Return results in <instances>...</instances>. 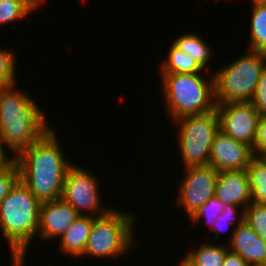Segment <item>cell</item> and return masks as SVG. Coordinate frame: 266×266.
I'll use <instances>...</instances> for the list:
<instances>
[{"instance_id":"30bf717a","label":"cell","mask_w":266,"mask_h":266,"mask_svg":"<svg viewBox=\"0 0 266 266\" xmlns=\"http://www.w3.org/2000/svg\"><path fill=\"white\" fill-rule=\"evenodd\" d=\"M220 130L235 141L251 148L255 143L259 114L251 102H229L217 104Z\"/></svg>"},{"instance_id":"f546056e","label":"cell","mask_w":266,"mask_h":266,"mask_svg":"<svg viewBox=\"0 0 266 266\" xmlns=\"http://www.w3.org/2000/svg\"><path fill=\"white\" fill-rule=\"evenodd\" d=\"M4 146H2L0 141V168L6 166L12 159L13 156H8L4 150ZM8 156V157H7Z\"/></svg>"},{"instance_id":"603a6c76","label":"cell","mask_w":266,"mask_h":266,"mask_svg":"<svg viewBox=\"0 0 266 266\" xmlns=\"http://www.w3.org/2000/svg\"><path fill=\"white\" fill-rule=\"evenodd\" d=\"M238 208H239V210L241 209V207H239L238 205L224 204L223 213H221L218 216V218L215 220L214 224L211 227V229H213L214 233H215V236H214L215 242L217 241V238L219 236V232L224 231V229L226 230L229 227V225L234 224L233 222H235V223L237 222L235 227H238L239 225H241L244 222L245 210H242V212H240V215L238 218V216H237L238 213H236V210H237V212L239 211Z\"/></svg>"},{"instance_id":"ac0fdd59","label":"cell","mask_w":266,"mask_h":266,"mask_svg":"<svg viewBox=\"0 0 266 266\" xmlns=\"http://www.w3.org/2000/svg\"><path fill=\"white\" fill-rule=\"evenodd\" d=\"M167 59L160 64V73H198L204 69L188 54L173 43L169 47Z\"/></svg>"},{"instance_id":"f1b7e54d","label":"cell","mask_w":266,"mask_h":266,"mask_svg":"<svg viewBox=\"0 0 266 266\" xmlns=\"http://www.w3.org/2000/svg\"><path fill=\"white\" fill-rule=\"evenodd\" d=\"M222 266H250L239 254L228 251Z\"/></svg>"},{"instance_id":"d6986e66","label":"cell","mask_w":266,"mask_h":266,"mask_svg":"<svg viewBox=\"0 0 266 266\" xmlns=\"http://www.w3.org/2000/svg\"><path fill=\"white\" fill-rule=\"evenodd\" d=\"M200 246V247H199ZM198 249L190 250L185 257L195 266H222L226 253L229 251L227 244L217 245L203 243Z\"/></svg>"},{"instance_id":"6da1fadb","label":"cell","mask_w":266,"mask_h":266,"mask_svg":"<svg viewBox=\"0 0 266 266\" xmlns=\"http://www.w3.org/2000/svg\"><path fill=\"white\" fill-rule=\"evenodd\" d=\"M60 143L50 129L15 157L19 179L41 203L61 198L65 175L72 165Z\"/></svg>"},{"instance_id":"7c38bea8","label":"cell","mask_w":266,"mask_h":266,"mask_svg":"<svg viewBox=\"0 0 266 266\" xmlns=\"http://www.w3.org/2000/svg\"><path fill=\"white\" fill-rule=\"evenodd\" d=\"M80 216L75 208L62 198L41 203L38 234L41 239H58Z\"/></svg>"},{"instance_id":"4316f807","label":"cell","mask_w":266,"mask_h":266,"mask_svg":"<svg viewBox=\"0 0 266 266\" xmlns=\"http://www.w3.org/2000/svg\"><path fill=\"white\" fill-rule=\"evenodd\" d=\"M250 102L256 108L259 116L266 114V67L259 77L255 94Z\"/></svg>"},{"instance_id":"3957f363","label":"cell","mask_w":266,"mask_h":266,"mask_svg":"<svg viewBox=\"0 0 266 266\" xmlns=\"http://www.w3.org/2000/svg\"><path fill=\"white\" fill-rule=\"evenodd\" d=\"M41 202L19 179L0 203V230L10 254H26L39 230Z\"/></svg>"},{"instance_id":"836d02e7","label":"cell","mask_w":266,"mask_h":266,"mask_svg":"<svg viewBox=\"0 0 266 266\" xmlns=\"http://www.w3.org/2000/svg\"><path fill=\"white\" fill-rule=\"evenodd\" d=\"M252 1L266 2V0H252Z\"/></svg>"},{"instance_id":"d4e9b609","label":"cell","mask_w":266,"mask_h":266,"mask_svg":"<svg viewBox=\"0 0 266 266\" xmlns=\"http://www.w3.org/2000/svg\"><path fill=\"white\" fill-rule=\"evenodd\" d=\"M223 210L224 204L214 195L189 219L193 224H197L205 218V223L211 228L218 216L223 213Z\"/></svg>"},{"instance_id":"8fae6325","label":"cell","mask_w":266,"mask_h":266,"mask_svg":"<svg viewBox=\"0 0 266 266\" xmlns=\"http://www.w3.org/2000/svg\"><path fill=\"white\" fill-rule=\"evenodd\" d=\"M253 157L250 146L235 141L219 130L212 142L209 166L218 172L246 170Z\"/></svg>"},{"instance_id":"7a4b0ae2","label":"cell","mask_w":266,"mask_h":266,"mask_svg":"<svg viewBox=\"0 0 266 266\" xmlns=\"http://www.w3.org/2000/svg\"><path fill=\"white\" fill-rule=\"evenodd\" d=\"M46 116L36 101L15 85L0 87V141L12 150L13 158L51 129Z\"/></svg>"},{"instance_id":"4dcf8cb0","label":"cell","mask_w":266,"mask_h":266,"mask_svg":"<svg viewBox=\"0 0 266 266\" xmlns=\"http://www.w3.org/2000/svg\"><path fill=\"white\" fill-rule=\"evenodd\" d=\"M25 254H11V265L10 266H24Z\"/></svg>"},{"instance_id":"e0dca14e","label":"cell","mask_w":266,"mask_h":266,"mask_svg":"<svg viewBox=\"0 0 266 266\" xmlns=\"http://www.w3.org/2000/svg\"><path fill=\"white\" fill-rule=\"evenodd\" d=\"M252 4L249 49L266 54V2Z\"/></svg>"},{"instance_id":"52a82bcc","label":"cell","mask_w":266,"mask_h":266,"mask_svg":"<svg viewBox=\"0 0 266 266\" xmlns=\"http://www.w3.org/2000/svg\"><path fill=\"white\" fill-rule=\"evenodd\" d=\"M174 123L179 125L177 141L184 168L209 165L212 142L220 130L217 110L184 116Z\"/></svg>"},{"instance_id":"4fadbf2b","label":"cell","mask_w":266,"mask_h":266,"mask_svg":"<svg viewBox=\"0 0 266 266\" xmlns=\"http://www.w3.org/2000/svg\"><path fill=\"white\" fill-rule=\"evenodd\" d=\"M215 196L223 204H233L245 210L251 204L247 170L222 171L218 174Z\"/></svg>"},{"instance_id":"cb8c5ba5","label":"cell","mask_w":266,"mask_h":266,"mask_svg":"<svg viewBox=\"0 0 266 266\" xmlns=\"http://www.w3.org/2000/svg\"><path fill=\"white\" fill-rule=\"evenodd\" d=\"M16 56L13 51L0 49V87L15 85Z\"/></svg>"},{"instance_id":"2e32d148","label":"cell","mask_w":266,"mask_h":266,"mask_svg":"<svg viewBox=\"0 0 266 266\" xmlns=\"http://www.w3.org/2000/svg\"><path fill=\"white\" fill-rule=\"evenodd\" d=\"M172 43L197 61L203 69H207L208 62L212 57V51L211 47L207 45L199 34L192 32L190 34H182L174 39Z\"/></svg>"},{"instance_id":"9a60e30c","label":"cell","mask_w":266,"mask_h":266,"mask_svg":"<svg viewBox=\"0 0 266 266\" xmlns=\"http://www.w3.org/2000/svg\"><path fill=\"white\" fill-rule=\"evenodd\" d=\"M95 218L89 215H80L76 219L69 229L59 238V249L62 253L81 258Z\"/></svg>"},{"instance_id":"ffe728a7","label":"cell","mask_w":266,"mask_h":266,"mask_svg":"<svg viewBox=\"0 0 266 266\" xmlns=\"http://www.w3.org/2000/svg\"><path fill=\"white\" fill-rule=\"evenodd\" d=\"M251 203L266 205V160L253 157L247 167Z\"/></svg>"},{"instance_id":"277c9868","label":"cell","mask_w":266,"mask_h":266,"mask_svg":"<svg viewBox=\"0 0 266 266\" xmlns=\"http://www.w3.org/2000/svg\"><path fill=\"white\" fill-rule=\"evenodd\" d=\"M200 73H160L163 101L172 121L216 110L214 77L208 80Z\"/></svg>"},{"instance_id":"5b68a950","label":"cell","mask_w":266,"mask_h":266,"mask_svg":"<svg viewBox=\"0 0 266 266\" xmlns=\"http://www.w3.org/2000/svg\"><path fill=\"white\" fill-rule=\"evenodd\" d=\"M248 52L213 74L216 104L250 102L253 98L259 77L266 67V54Z\"/></svg>"},{"instance_id":"ba28073f","label":"cell","mask_w":266,"mask_h":266,"mask_svg":"<svg viewBox=\"0 0 266 266\" xmlns=\"http://www.w3.org/2000/svg\"><path fill=\"white\" fill-rule=\"evenodd\" d=\"M88 169L71 165L65 175L61 198L77 210L80 215L100 217L114 207H105L100 199L99 181ZM88 211V212H87ZM87 212V213H86Z\"/></svg>"},{"instance_id":"7402d4cb","label":"cell","mask_w":266,"mask_h":266,"mask_svg":"<svg viewBox=\"0 0 266 266\" xmlns=\"http://www.w3.org/2000/svg\"><path fill=\"white\" fill-rule=\"evenodd\" d=\"M244 218V222L247 223L264 242H266V205L251 203L245 209Z\"/></svg>"},{"instance_id":"1f68e13d","label":"cell","mask_w":266,"mask_h":266,"mask_svg":"<svg viewBox=\"0 0 266 266\" xmlns=\"http://www.w3.org/2000/svg\"><path fill=\"white\" fill-rule=\"evenodd\" d=\"M35 11L38 9L42 3L44 4L45 0H25Z\"/></svg>"},{"instance_id":"8992f818","label":"cell","mask_w":266,"mask_h":266,"mask_svg":"<svg viewBox=\"0 0 266 266\" xmlns=\"http://www.w3.org/2000/svg\"><path fill=\"white\" fill-rule=\"evenodd\" d=\"M134 218L136 219L131 212L116 208L106 215L96 217L82 256L113 260L124 256L136 243Z\"/></svg>"},{"instance_id":"484cf974","label":"cell","mask_w":266,"mask_h":266,"mask_svg":"<svg viewBox=\"0 0 266 266\" xmlns=\"http://www.w3.org/2000/svg\"><path fill=\"white\" fill-rule=\"evenodd\" d=\"M19 180V167L15 158L0 168V203L8 195L10 189Z\"/></svg>"},{"instance_id":"83f0119b","label":"cell","mask_w":266,"mask_h":266,"mask_svg":"<svg viewBox=\"0 0 266 266\" xmlns=\"http://www.w3.org/2000/svg\"><path fill=\"white\" fill-rule=\"evenodd\" d=\"M253 156L266 157V114L261 115L258 121L257 135L252 148Z\"/></svg>"},{"instance_id":"9c48e42d","label":"cell","mask_w":266,"mask_h":266,"mask_svg":"<svg viewBox=\"0 0 266 266\" xmlns=\"http://www.w3.org/2000/svg\"><path fill=\"white\" fill-rule=\"evenodd\" d=\"M178 184L177 205L191 218L212 196L215 195L219 172L212 166H189ZM180 185V186H179Z\"/></svg>"},{"instance_id":"d6a6232c","label":"cell","mask_w":266,"mask_h":266,"mask_svg":"<svg viewBox=\"0 0 266 266\" xmlns=\"http://www.w3.org/2000/svg\"><path fill=\"white\" fill-rule=\"evenodd\" d=\"M180 266H195L185 256L182 258Z\"/></svg>"},{"instance_id":"5bb4252c","label":"cell","mask_w":266,"mask_h":266,"mask_svg":"<svg viewBox=\"0 0 266 266\" xmlns=\"http://www.w3.org/2000/svg\"><path fill=\"white\" fill-rule=\"evenodd\" d=\"M228 249L250 266H266V242L245 222L233 229Z\"/></svg>"},{"instance_id":"44dd1931","label":"cell","mask_w":266,"mask_h":266,"mask_svg":"<svg viewBox=\"0 0 266 266\" xmlns=\"http://www.w3.org/2000/svg\"><path fill=\"white\" fill-rule=\"evenodd\" d=\"M33 11L25 0H0V25L26 19Z\"/></svg>"}]
</instances>
